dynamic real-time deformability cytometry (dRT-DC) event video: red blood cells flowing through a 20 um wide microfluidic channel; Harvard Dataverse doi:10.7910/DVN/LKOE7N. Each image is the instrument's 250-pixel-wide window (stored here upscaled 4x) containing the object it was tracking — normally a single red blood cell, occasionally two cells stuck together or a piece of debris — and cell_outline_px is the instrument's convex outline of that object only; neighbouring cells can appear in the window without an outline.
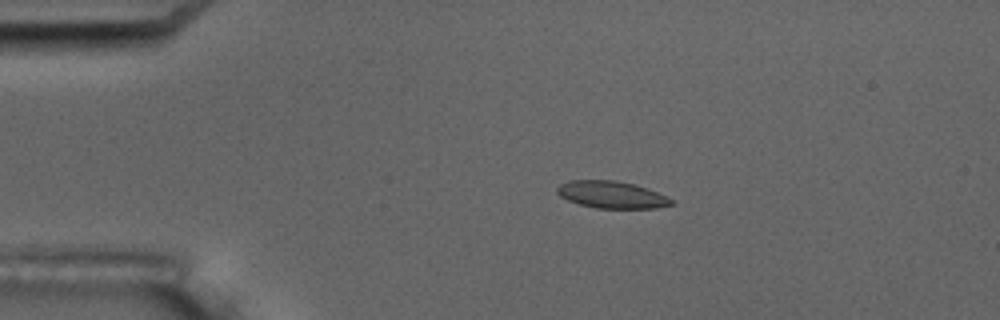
{"species": "common noctule bat (a hibernating species)", "species_latin": "Nyctalus noctula", "temperature_condition": "room temperature", "stored_images_in_passage": 16, "camera_frame_rate_fps": 3000, "um_per_image_px": 0.085, "animal": {"sex": "male", "body_mass_g": 17.5, "forearm_length_mm": 52.3}, "frame": {"image": 1, "passage_image": 3, "time_ms": 3.0, "image_size_px": [1000, 320], "cell_outline_px": [[676, 204], [656, 208], [596, 208], [580, 204], [568, 200], [560, 196], [556, 192], [556, 188], [560, 184], [568, 180], [612, 180], [632, 184], [648, 188], [672, 200]], "centroid_in_image_um": [51.96, 16.55], "position_along_channel_um": 33.0, "area_um2": 17.92}, "authors_computed_cell_mechanics": {"area_um2": 18.0625, "velocity_mm_per_s": 3.4501, "shape_relaxation_time_tau1_ms": 3.622, "shape_relaxation_time_tau2_ms": 1.0646, "deformation_change_tau1": 0.1198, "deformation_change_tau2": 0.0642}}